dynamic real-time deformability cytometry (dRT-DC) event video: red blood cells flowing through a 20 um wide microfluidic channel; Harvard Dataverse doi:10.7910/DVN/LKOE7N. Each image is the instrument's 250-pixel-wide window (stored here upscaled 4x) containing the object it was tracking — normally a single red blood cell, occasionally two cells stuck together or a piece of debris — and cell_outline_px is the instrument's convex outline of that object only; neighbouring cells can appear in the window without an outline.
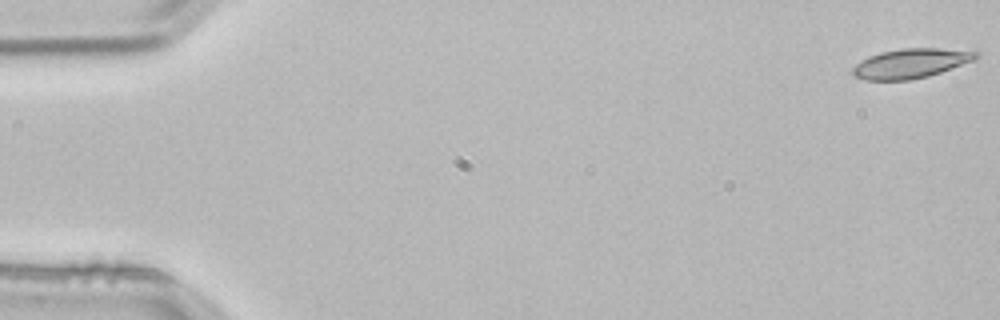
{"species": "common noctule bat (a hibernating species)", "species_latin": "Nyctalus noctula", "temperature_condition": "room temperature", "stored_images_in_passage": 5, "camera_frame_rate_fps": 3000, "um_per_image_px": 0.085, "animal": {"sex": "male", "body_mass_g": 21.5, "forearm_length_mm": 52.0}, "frame": {"image": 1, "passage_image": 1, "time_ms": 0.0, "image_size_px": [1000, 320], "cell_outline_px": [[980, 56], [976, 60], [928, 76], [908, 80], [864, 80], [852, 76], [852, 68], [856, 64], [868, 56], [880, 52], [900, 48], [936, 48], [980, 52]], "centroid_in_image_um": [77.41, 5.39], "position_along_channel_um": 7.6, "area_um2": 21.33}}
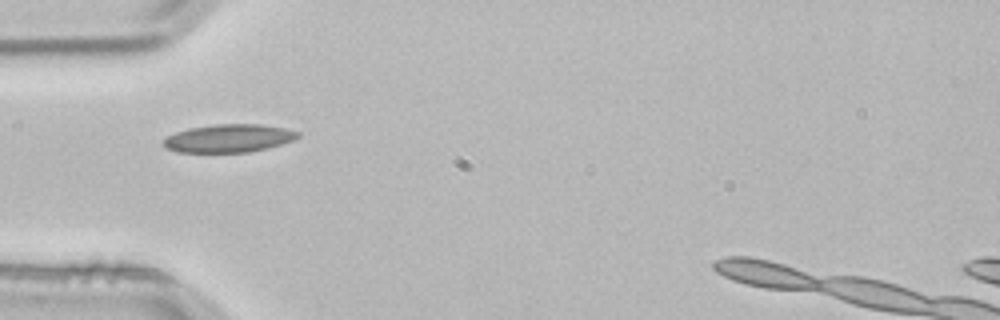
{"frame": {"image": 2, "passage_image": 4, "time_ms": 1.0, "image_size_px": [1000, 320], "cell_outline_px": [[300, 136], [292, 140], [280, 144], [248, 152], [176, 152], [164, 148], [160, 140], [176, 132], [188, 128], [216, 124], [264, 124], [284, 128], [300, 132]], "centroid_in_image_um": [19.38, 11.75], "position_along_channel_um": 65.6, "area_um2": 22.02}}